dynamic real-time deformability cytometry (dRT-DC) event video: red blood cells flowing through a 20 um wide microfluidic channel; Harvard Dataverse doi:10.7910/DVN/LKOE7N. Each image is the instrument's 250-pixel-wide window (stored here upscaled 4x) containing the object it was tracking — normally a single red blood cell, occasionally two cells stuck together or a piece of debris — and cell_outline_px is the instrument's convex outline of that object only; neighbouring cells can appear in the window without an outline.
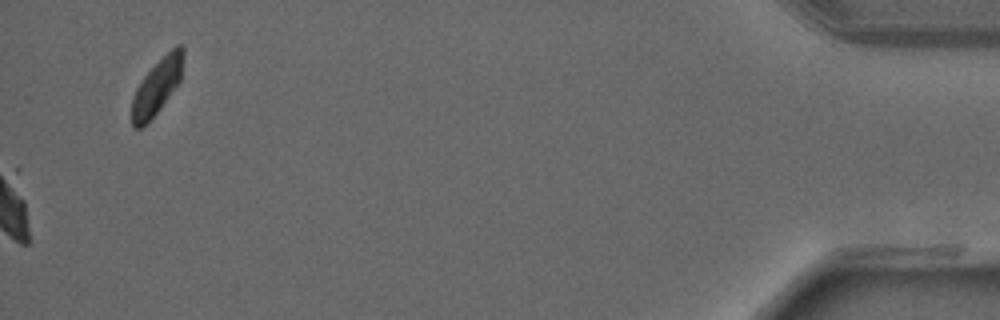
{"species": "common noctule bat (a hibernating species)", "species_latin": "Nyctalus noctula", "temperature_condition": "warm", "stored_images_in_passage": 38, "camera_frame_rate_fps": 3000, "um_per_image_px": 0.085, "animal": {"sex": "male", "forearm_length_mm": 52.5}, "frame": {"image": 1, "passage_image": 38, "time_ms": 12.333, "image_size_px": [1000, 320], "cell_outline_px": [[184, 52], [180, 80], [160, 108], [140, 128], [132, 128], [132, 100], [136, 88], [144, 76], [176, 44], [180, 44], [184, 48]], "centroid_in_image_um": [13.34, 7.34], "position_along_channel_um": 421.9, "area_um2": 16.01}}